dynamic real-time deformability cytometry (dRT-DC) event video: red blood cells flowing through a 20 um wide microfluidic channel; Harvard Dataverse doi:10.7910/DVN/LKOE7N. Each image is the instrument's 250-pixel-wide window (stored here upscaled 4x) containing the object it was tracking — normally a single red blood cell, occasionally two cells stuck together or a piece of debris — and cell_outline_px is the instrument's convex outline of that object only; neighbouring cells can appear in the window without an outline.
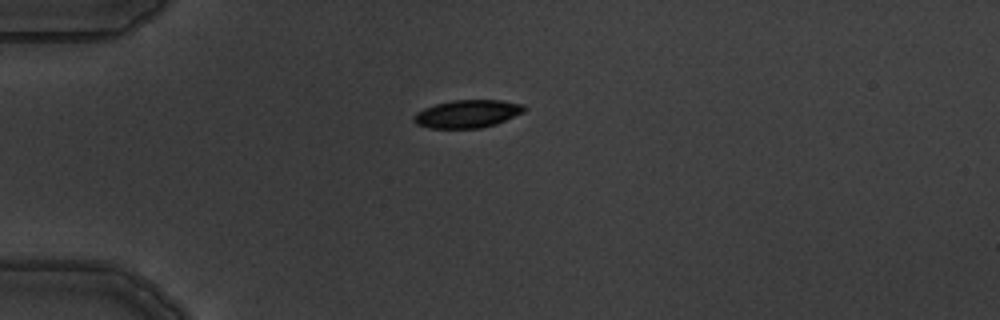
{"species": "common noctule bat (a hibernating species)", "species_latin": "Nyctalus noctula", "temperature_condition": "warm", "stored_images_in_passage": 8, "camera_frame_rate_fps": 3000, "um_per_image_px": 0.085, "animal": {"sex": "male", "body_mass_g": 19.5, "forearm_length_mm": 54.6}, "frame": {"image": 1, "passage_image": 2, "time_ms": 2.0, "image_size_px": [1000, 320], "cell_outline_px": [[528, 108], [524, 112], [496, 124], [480, 128], [428, 128], [416, 124], [412, 120], [412, 116], [416, 112], [424, 108], [436, 104], [452, 100], [500, 100], [524, 104]], "centroid_in_image_um": [39.72, 9.67], "position_along_channel_um": 45.3, "area_um2": 18.09}}
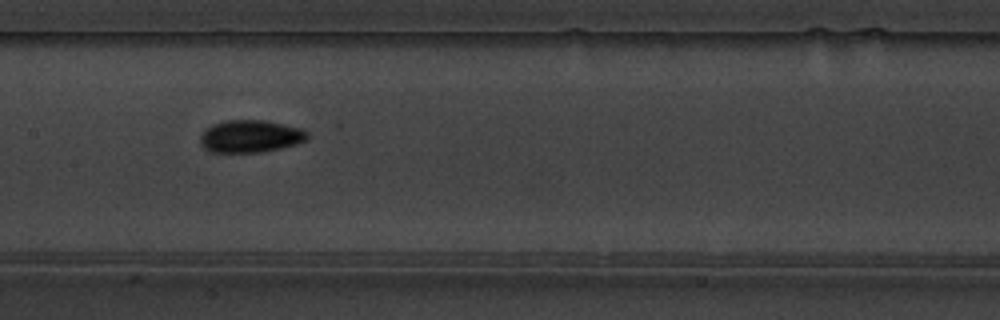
{"frame": {"image": 2, "passage_image": 6, "time_ms": 6.333, "image_size_px": [1000, 320], "cell_outline_px": [[308, 140], [296, 144], [280, 148], [260, 152], [208, 152], [200, 144], [200, 136], [212, 124], [224, 120], [264, 120], [304, 128], [308, 132]], "centroid_in_image_um": [21.31, 11.58], "position_along_channel_um": 186.1, "area_um2": 20.4}}
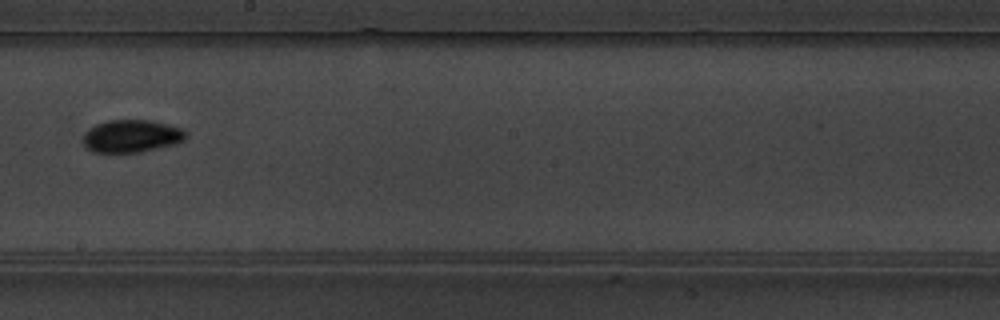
{"frame": {"image": 3, "passage_image": 7, "time_ms": 7.667, "image_size_px": [1000, 320], "cell_outline_px": [[188, 136], [184, 140], [176, 144], [140, 152], [92, 152], [84, 148], [84, 132], [88, 128], [96, 124], [108, 120], [152, 120], [184, 128], [188, 132]], "centroid_in_image_um": [11.21, 11.56], "position_along_channel_um": 237.0, "area_um2": 19.88}}